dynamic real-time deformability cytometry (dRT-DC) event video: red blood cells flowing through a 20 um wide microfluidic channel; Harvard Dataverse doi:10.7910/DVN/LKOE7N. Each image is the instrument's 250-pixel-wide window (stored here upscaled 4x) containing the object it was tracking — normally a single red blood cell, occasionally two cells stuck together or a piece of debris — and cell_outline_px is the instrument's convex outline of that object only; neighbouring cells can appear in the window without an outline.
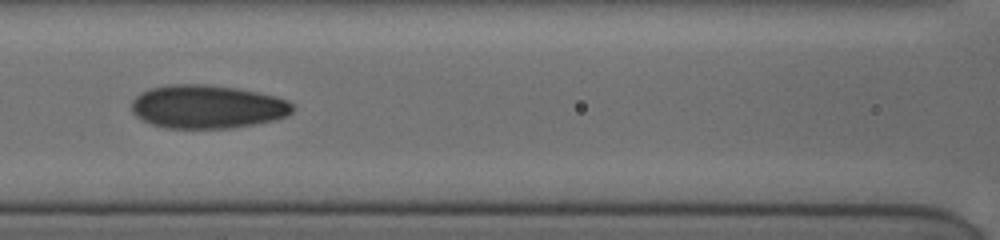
{"species": "human", "species_latin": "Homo sapiens", "temperature_condition": "cold", "stored_images_in_passage": 28, "camera_frame_rate_fps": 3000, "um_per_image_px": 0.085, "donor": {"sex": "female"}, "frame": {"image": 1, "passage_image": 20, "time_ms": 9.667, "image_size_px": [1000, 240], "cell_outline_px": [[292, 112], [276, 120], [256, 124], [228, 128], [164, 128], [152, 124], [136, 116], [132, 112], [132, 100], [140, 92], [152, 88], [168, 84], [208, 84], [236, 88], [256, 92], [288, 100], [292, 104]], "centroid_in_image_um": [17.59, 9.07], "position_along_channel_um": 149.0, "area_um2": 40.69}}
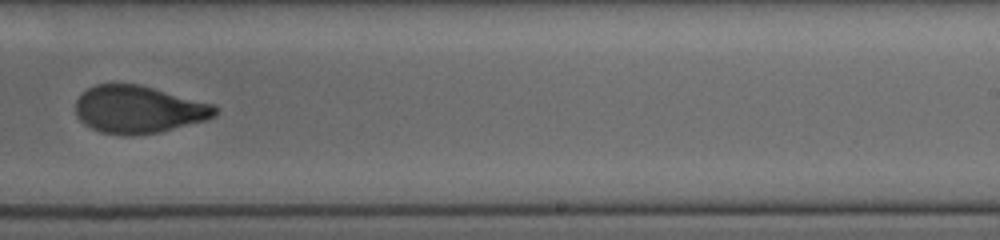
{"frame": {"image": 2, "passage_image": 23, "time_ms": 13.0, "image_size_px": [1000, 240], "cell_outline_px": [[216, 116], [208, 120], [160, 132], [100, 132], [84, 124], [76, 116], [76, 100], [88, 88], [96, 84], [140, 84], [216, 104]], "centroid_in_image_um": [11.83, 9.26], "position_along_channel_um": 277.2, "area_um2": 38.03}}
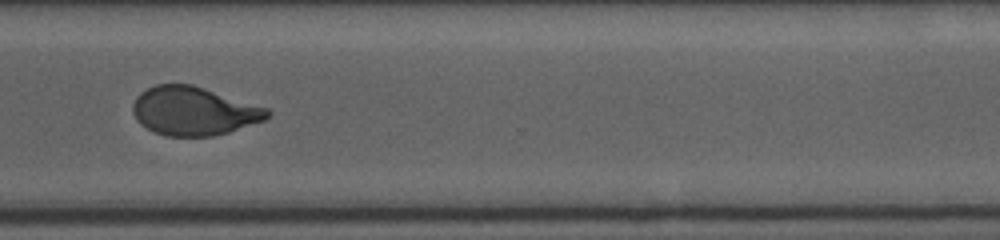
{"frame": {"image": 3, "passage_image": 25, "time_ms": 15.0, "image_size_px": [1000, 240], "cell_outline_px": [[272, 112], [264, 120], [228, 132], [212, 136], [168, 136], [156, 132], [140, 124], [136, 120], [132, 112], [132, 104], [136, 96], [140, 92], [156, 84], [192, 84], [268, 108]], "centroid_in_image_um": [16.44, 9.43], "position_along_channel_um": 354.2, "area_um2": 37.97}}